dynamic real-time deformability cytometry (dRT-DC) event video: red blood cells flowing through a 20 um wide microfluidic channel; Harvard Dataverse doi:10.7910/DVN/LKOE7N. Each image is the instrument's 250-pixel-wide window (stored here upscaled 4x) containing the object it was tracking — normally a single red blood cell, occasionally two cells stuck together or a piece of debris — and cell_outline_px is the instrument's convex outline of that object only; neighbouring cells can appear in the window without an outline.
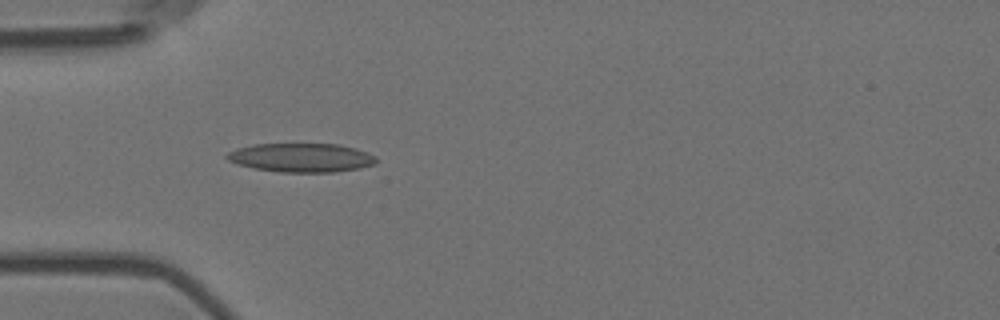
{"species": "Egyptian fruit bat (a non-hibernating species)", "species_latin": "Rousettus aegyptiacus", "temperature_condition": "room temperature", "stored_images_in_passage": 1, "camera_frame_rate_fps": 3000, "um_per_image_px": 0.085, "animal": {"sex": "female"}, "frame": {"image": 1, "passage_image": 1, "time_ms": 0.0, "image_size_px": [1000, 320], "cell_outline_px": [[376, 164], [360, 168], [332, 172], [280, 172], [252, 168], [236, 164], [228, 160], [224, 156], [228, 152], [236, 148], [252, 144], [340, 144], [356, 148], [368, 152], [376, 156]], "centroid_in_image_um": [25.6, 13.4], "position_along_channel_um": 59.4, "area_um2": 25.37}}